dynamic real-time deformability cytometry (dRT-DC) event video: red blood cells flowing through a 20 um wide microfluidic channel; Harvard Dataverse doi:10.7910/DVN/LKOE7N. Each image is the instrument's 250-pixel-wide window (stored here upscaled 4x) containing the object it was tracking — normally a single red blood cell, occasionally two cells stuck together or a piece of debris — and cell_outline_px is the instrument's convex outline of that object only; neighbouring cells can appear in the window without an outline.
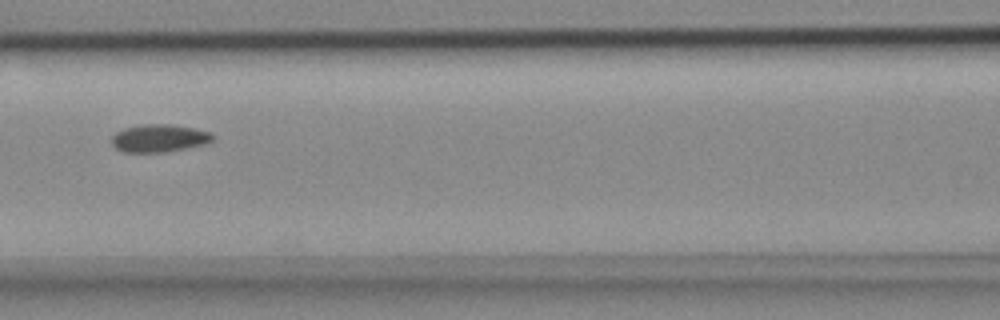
{"species": "common noctule bat (a hibernating species)", "species_latin": "Nyctalus noctula", "temperature_condition": "cold", "stored_images_in_passage": 8, "camera_frame_rate_fps": 3000, "um_per_image_px": 0.085, "animal": {"sex": "female", "body_mass_g": 18.4}, "frame": {"image": 1, "passage_image": 7, "time_ms": 2.0, "image_size_px": [1000, 320], "cell_outline_px": [[216, 136], [212, 140], [204, 144], [164, 152], [120, 152], [112, 144], [112, 136], [116, 132], [124, 128], [140, 124], [172, 124], [196, 128], [212, 132]], "centroid_in_image_um": [13.53, 11.73], "position_along_channel_um": 153.1, "area_um2": 16.47}}
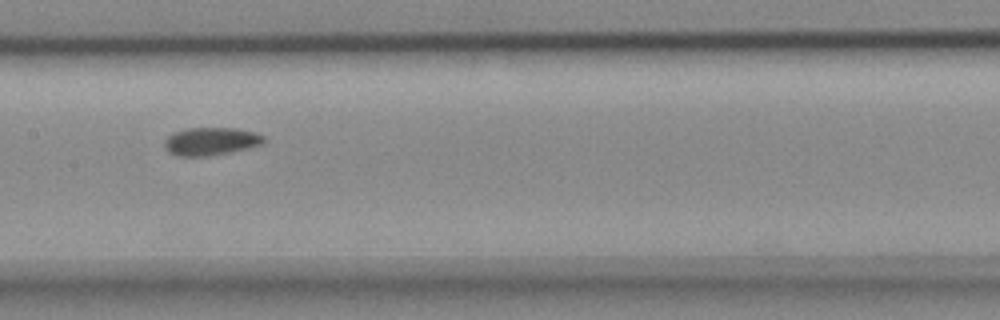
{"frame": {"image": 2, "passage_image": 8, "time_ms": 2.333, "image_size_px": [1000, 320], "cell_outline_px": [[268, 140], [264, 144], [232, 152], [212, 156], [176, 156], [168, 152], [164, 148], [164, 140], [172, 132], [188, 128], [236, 128], [256, 132], [264, 136]], "centroid_in_image_um": [17.94, 12.02], "position_along_channel_um": 189.5, "area_um2": 16.59}}